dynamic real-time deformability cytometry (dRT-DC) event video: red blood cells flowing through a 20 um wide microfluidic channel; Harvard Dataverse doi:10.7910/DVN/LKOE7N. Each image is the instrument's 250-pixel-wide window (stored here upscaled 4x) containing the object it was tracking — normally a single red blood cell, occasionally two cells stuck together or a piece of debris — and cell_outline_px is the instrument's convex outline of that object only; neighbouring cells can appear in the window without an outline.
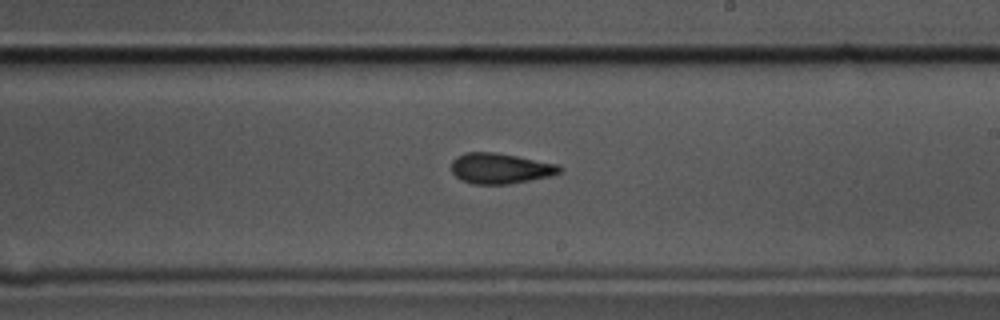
{"species": "common noctule bat (a hibernating species)", "species_latin": "Nyctalus noctula", "temperature_condition": "cold", "stored_images_in_passage": 56, "camera_frame_rate_fps": 3000, "um_per_image_px": 0.085, "animal": {"sex": "male", "body_mass_g": 17.5, "forearm_length_mm": 52.3}, "frame": {"image": 1, "passage_image": 32, "time_ms": 10.333, "image_size_px": [1000, 320], "cell_outline_px": [[564, 168], [560, 172], [548, 176], [532, 180], [508, 184], [476, 184], [460, 180], [452, 172], [452, 160], [456, 156], [464, 152], [496, 152], [560, 164]], "centroid_in_image_um": [42.53, 14.3], "position_along_channel_um": 246.5, "area_um2": 19.42}}
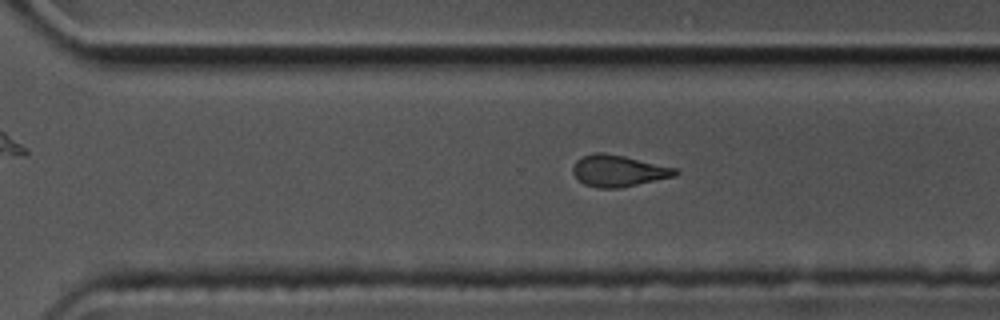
{"frame": {"image": 2, "passage_image": 38, "time_ms": 12.333, "image_size_px": [1000, 320], "cell_outline_px": [[680, 172], [676, 176], [620, 188], [596, 188], [584, 184], [572, 172], [572, 168], [576, 160], [584, 156], [596, 152], [604, 152], [624, 156], [676, 168]], "centroid_in_image_um": [52.57, 14.52], "position_along_channel_um": 318.0, "area_um2": 18.79}}
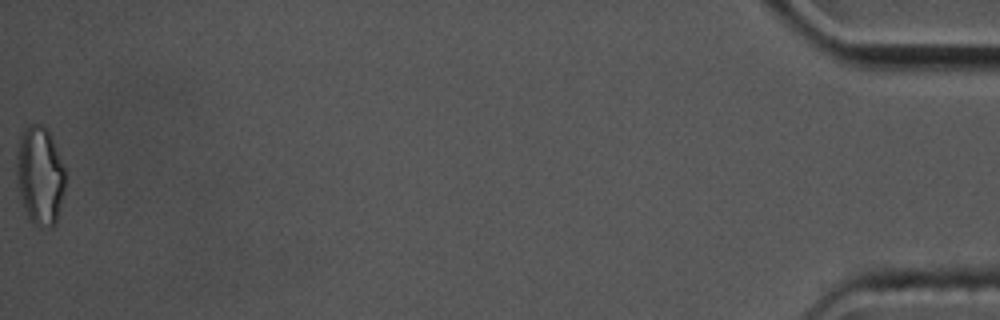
{"frame": {"image": 3, "passage_image": 56, "time_ms": 18.333, "image_size_px": [1000, 320], "cell_outline_px": [[64, 192], [56, 224], [52, 228], [40, 228], [28, 216], [16, 188], [16, 156], [20, 136], [24, 128], [32, 124], [40, 124], [48, 128], [64, 164]], "centroid_in_image_um": [3.39, 14.92], "position_along_channel_um": 431.8, "area_um2": 28.44}, "authors_computed_cell_mechanics": {"area_um2": 19.5364, "velocity_mm_per_s": 3.5819, "shape_relaxation_time_tau1_ms": 7.93, "shape_relaxation_time_tau2_ms": 2.8269, "deformation_change_tau1": 0.1562, "deformation_change_tau2": 0.0962}}